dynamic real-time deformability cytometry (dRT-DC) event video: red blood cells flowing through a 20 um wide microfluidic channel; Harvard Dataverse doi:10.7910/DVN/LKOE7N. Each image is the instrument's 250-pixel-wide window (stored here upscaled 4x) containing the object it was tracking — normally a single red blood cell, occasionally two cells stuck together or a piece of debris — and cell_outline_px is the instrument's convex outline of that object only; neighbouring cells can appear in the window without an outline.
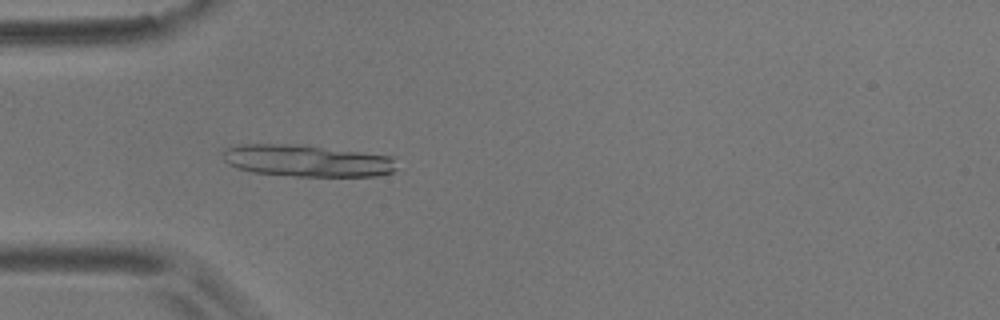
{"species": "common noctule bat (a hibernating species)", "species_latin": "Nyctalus noctula", "temperature_condition": "room temperature", "stored_images_in_passage": 3, "camera_frame_rate_fps": 3000, "um_per_image_px": 0.085, "animal": {"sex": "male", "body_mass_g": 17.9}, "frame": {"image": 1, "passage_image": 3, "time_ms": 0.667, "image_size_px": [1000, 320], "cell_outline_px": [[396, 168], [392, 172], [376, 176], [296, 176], [252, 172], [236, 168], [228, 164], [224, 160], [224, 152], [228, 148], [244, 144], [296, 144], [392, 156]], "centroid_in_image_um": [26.09, 13.67], "position_along_channel_um": 58.9, "area_um2": 31.96}}